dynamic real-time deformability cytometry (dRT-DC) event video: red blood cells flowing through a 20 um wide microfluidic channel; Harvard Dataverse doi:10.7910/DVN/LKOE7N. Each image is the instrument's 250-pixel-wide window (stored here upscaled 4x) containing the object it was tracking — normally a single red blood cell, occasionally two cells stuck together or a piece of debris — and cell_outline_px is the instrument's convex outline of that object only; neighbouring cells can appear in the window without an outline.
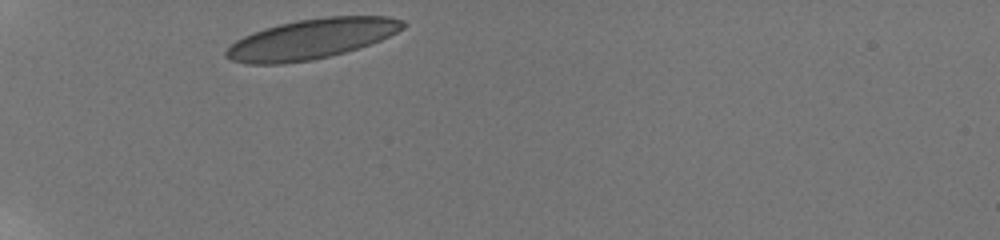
{"species": "human", "species_latin": "Homo sapiens", "temperature_condition": "room temperature", "stored_images_in_passage": 32, "camera_frame_rate_fps": 3000, "um_per_image_px": 0.085, "donor": {"sex": "male"}, "frame": {"image": 1, "passage_image": 1, "time_ms": 0.0, "image_size_px": [1000, 240], "cell_outline_px": [[408, 24], [404, 28], [380, 40], [344, 52], [312, 60], [284, 64], [248, 64], [232, 60], [224, 56], [224, 52], [236, 40], [252, 32], [264, 28], [296, 20], [328, 16], [388, 16], [404, 20]], "centroid_in_image_um": [26.46, 3.3], "position_along_channel_um": 58.5, "area_um2": 41.15}}
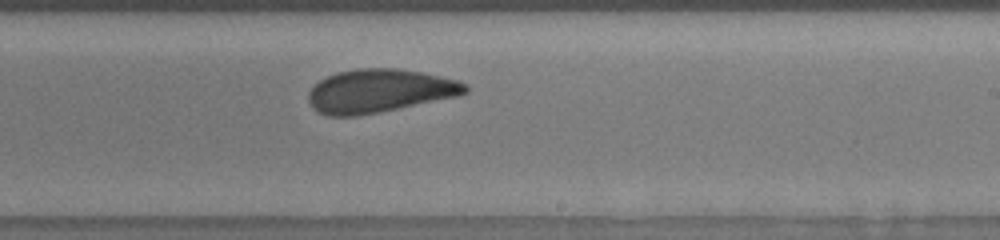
{"frame": {"image": 2, "passage_image": 19, "time_ms": 6.0, "image_size_px": [1000, 240], "cell_outline_px": [[468, 92], [456, 96], [380, 112], [356, 116], [328, 116], [312, 108], [308, 100], [308, 92], [320, 80], [328, 76], [340, 72], [360, 68], [396, 68], [420, 72], [456, 80], [468, 84]], "centroid_in_image_um": [32.23, 7.73], "position_along_channel_um": 256.8, "area_um2": 39.25}}
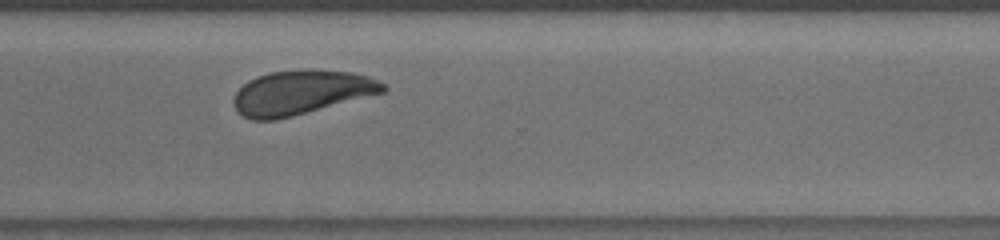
{"frame": {"image": 3, "passage_image": 26, "time_ms": 8.333, "image_size_px": [1000, 240], "cell_outline_px": [[388, 88], [384, 92], [292, 116], [276, 120], [252, 120], [244, 116], [236, 108], [232, 100], [236, 92], [248, 80], [256, 76], [268, 72], [304, 68], [316, 68], [352, 72], [368, 76], [380, 80]], "centroid_in_image_um": [25.61, 7.82], "position_along_channel_um": 345.0, "area_um2": 38.84}, "authors_computed_cell_mechanics": {"area_um2": 40.0843, "velocity_mm_per_s": 3.7834, "shape_relaxation_time_tau1_ms": 4.5309, "shape_relaxation_time_tau2_ms": 1.2741, "deformation_change_tau1": 0.13, "deformation_change_tau2": 0.0812}}